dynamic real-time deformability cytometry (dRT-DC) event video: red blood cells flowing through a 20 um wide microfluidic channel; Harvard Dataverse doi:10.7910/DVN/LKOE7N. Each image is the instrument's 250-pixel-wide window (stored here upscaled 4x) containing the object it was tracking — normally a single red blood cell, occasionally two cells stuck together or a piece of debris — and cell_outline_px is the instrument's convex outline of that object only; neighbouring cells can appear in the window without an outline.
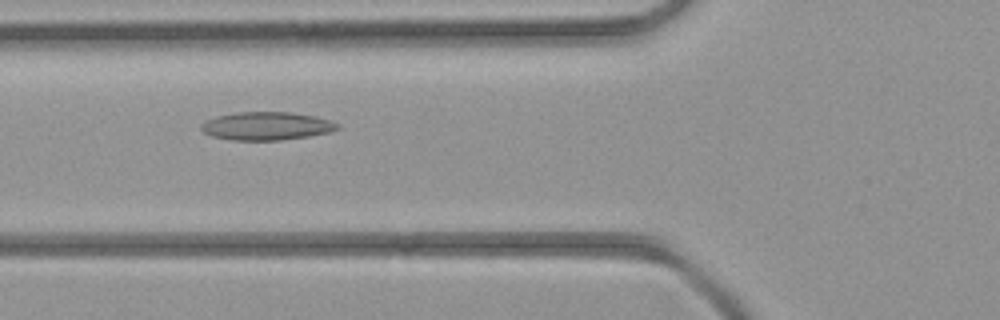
{"species": "common noctule bat (a hibernating species)", "species_latin": "Nyctalus noctula", "temperature_condition": "room temperature", "stored_images_in_passage": 28, "camera_frame_rate_fps": 3000, "um_per_image_px": 0.085, "animal": {"sex": "female", "body_mass_g": 21.9}, "frame": {"image": 1, "passage_image": 6, "time_ms": 1.667, "image_size_px": [1000, 320], "cell_outline_px": [[340, 128], [328, 132], [308, 136], [280, 140], [232, 140], [212, 136], [204, 132], [200, 128], [200, 124], [216, 116], [236, 112], [288, 112], [316, 116], [340, 124]], "centroid_in_image_um": [22.65, 10.71], "position_along_channel_um": 103.2, "area_um2": 22.25}}
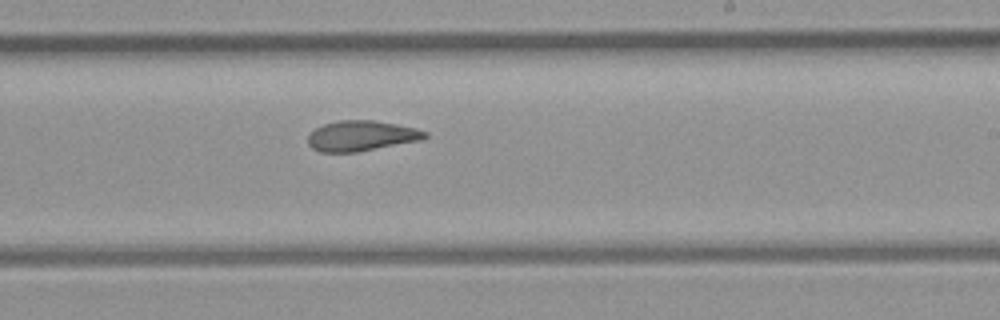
{"frame": {"image": 2, "passage_image": 16, "time_ms": 5.0, "image_size_px": [1000, 320], "cell_outline_px": [[428, 136], [420, 140], [356, 152], [320, 152], [312, 148], [308, 144], [308, 136], [316, 128], [324, 124], [340, 120], [372, 120], [396, 124], [416, 128], [428, 132]], "centroid_in_image_um": [30.71, 11.54], "position_along_channel_um": 258.3, "area_um2": 20.52}}
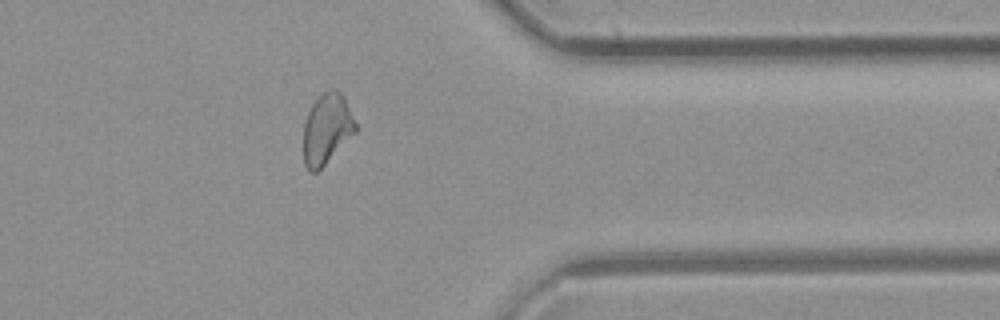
{"frame": {"image": 3, "passage_image": 25, "time_ms": 8.0, "image_size_px": [1000, 320], "cell_outline_px": [[356, 132], [316, 172], [312, 172], [304, 164], [304, 124], [308, 112], [312, 104], [324, 92], [332, 88], [336, 88], [344, 96], [356, 124]], "centroid_in_image_um": [27.78, 10.92], "position_along_channel_um": 383.6, "area_um2": 20.98}}